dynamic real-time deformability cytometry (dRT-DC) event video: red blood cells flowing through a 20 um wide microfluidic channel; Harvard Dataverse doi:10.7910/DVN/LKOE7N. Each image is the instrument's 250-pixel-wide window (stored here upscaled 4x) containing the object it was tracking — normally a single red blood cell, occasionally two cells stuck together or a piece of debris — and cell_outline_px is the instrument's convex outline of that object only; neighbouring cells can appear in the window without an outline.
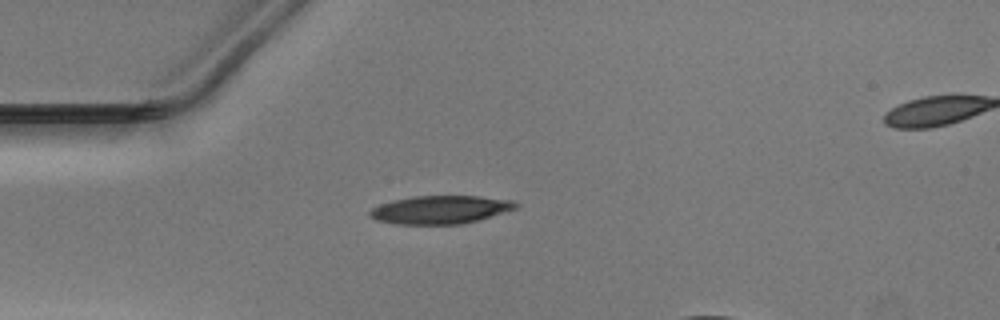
{"species": "Egyptian fruit bat (a non-hibernating species)", "species_latin": "Rousettus aegyptiacus", "temperature_condition": "warm", "stored_images_in_passage": 34, "camera_frame_rate_fps": 3000, "um_per_image_px": 0.085, "animal": {"sex": "male"}, "frame": {"image": 1, "passage_image": 1, "time_ms": 0.0, "image_size_px": [1000, 320], "cell_outline_px": [[520, 204], [516, 208], [464, 224], [396, 224], [376, 220], [368, 216], [368, 212], [372, 208], [380, 204], [392, 200], [416, 196], [480, 196], [512, 200]], "centroid_in_image_um": [37.4, 17.82], "position_along_channel_um": 47.6, "area_um2": 23.93}}
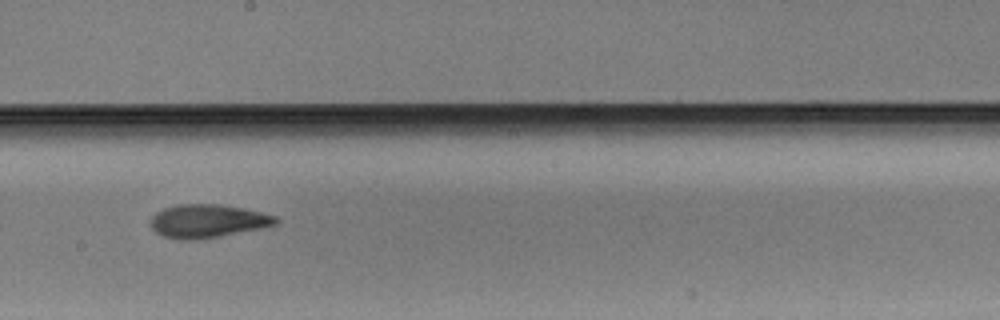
{"frame": {"image": 2, "passage_image": 16, "time_ms": 5.0, "image_size_px": [1000, 320], "cell_outline_px": [[280, 220], [276, 224], [260, 228], [220, 236], [192, 240], [176, 240], [164, 236], [156, 232], [152, 228], [152, 216], [156, 212], [164, 208], [176, 204], [220, 204], [244, 208], [276, 216]], "centroid_in_image_um": [17.64, 18.78], "position_along_channel_um": 230.6, "area_um2": 24.22}}
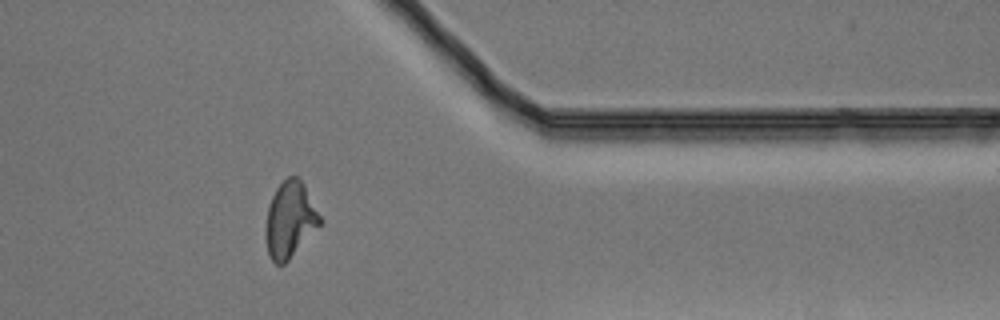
{"frame": {"image": 3, "passage_image": 29, "time_ms": 9.333, "image_size_px": [1000, 320], "cell_outline_px": [[324, 224], [284, 264], [276, 264], [272, 260], [268, 252], [264, 232], [264, 228], [268, 204], [276, 188], [288, 176], [296, 176], [304, 184], [324, 220]], "centroid_in_image_um": [24.68, 18.68], "position_along_channel_um": 386.7, "area_um2": 24.62}}